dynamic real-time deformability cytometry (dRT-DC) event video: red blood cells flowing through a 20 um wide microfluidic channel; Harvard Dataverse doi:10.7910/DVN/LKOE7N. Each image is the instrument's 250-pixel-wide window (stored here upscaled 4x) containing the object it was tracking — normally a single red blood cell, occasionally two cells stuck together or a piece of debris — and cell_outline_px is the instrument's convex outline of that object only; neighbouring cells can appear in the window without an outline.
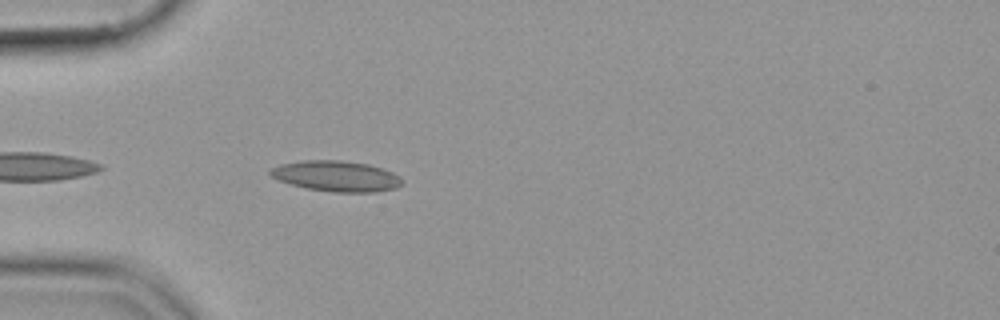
{"species": "common noctule bat (a hibernating species)", "species_latin": "Nyctalus noctula", "temperature_condition": "cold", "stored_images_in_passage": 37, "camera_frame_rate_fps": 3000, "um_per_image_px": 0.085, "animal": {"sex": "female", "body_mass_g": 19.9}, "frame": {"image": 1, "passage_image": 3, "time_ms": 0.667, "image_size_px": [1000, 320], "cell_outline_px": [[404, 180], [396, 188], [376, 192], [332, 192], [304, 188], [280, 180], [272, 176], [268, 172], [272, 168], [280, 164], [304, 160], [340, 160], [368, 164], [384, 168], [400, 176]], "centroid_in_image_um": [28.62, 14.97], "position_along_channel_um": 56.4, "area_um2": 23.58}}
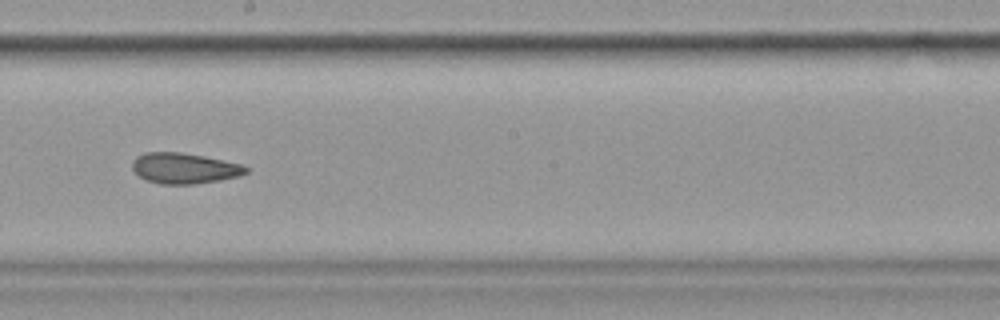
{"frame": {"image": 2, "passage_image": 18, "time_ms": 5.667, "image_size_px": [1000, 320], "cell_outline_px": [[248, 172], [240, 176], [220, 180], [192, 184], [160, 184], [148, 180], [140, 176], [132, 168], [132, 160], [136, 156], [144, 152], [180, 152], [204, 156], [244, 164], [248, 168]], "centroid_in_image_um": [15.69, 14.29], "position_along_channel_um": 232.5, "area_um2": 20.4}}
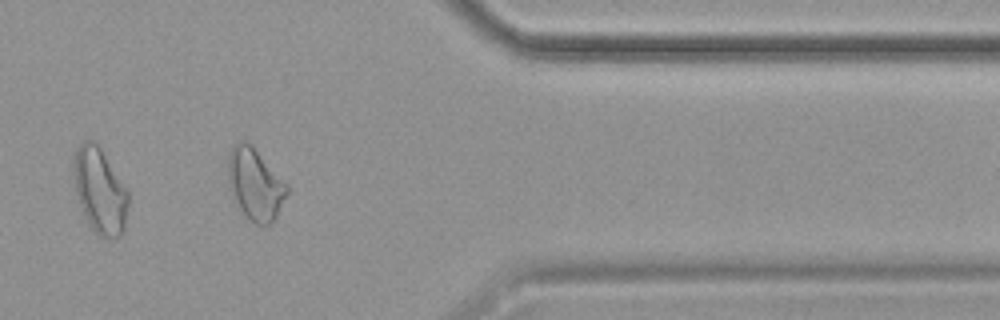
{"frame": {"image": 3, "passage_image": 32, "time_ms": 10.333, "image_size_px": [1000, 320], "cell_outline_px": [[288, 192], [276, 220], [268, 224], [256, 224], [248, 220], [244, 216], [232, 196], [228, 184], [228, 152], [240, 140], [244, 140], [288, 184]], "centroid_in_image_um": [21.68, 15.72], "position_along_channel_um": 389.7, "area_um2": 24.39}}